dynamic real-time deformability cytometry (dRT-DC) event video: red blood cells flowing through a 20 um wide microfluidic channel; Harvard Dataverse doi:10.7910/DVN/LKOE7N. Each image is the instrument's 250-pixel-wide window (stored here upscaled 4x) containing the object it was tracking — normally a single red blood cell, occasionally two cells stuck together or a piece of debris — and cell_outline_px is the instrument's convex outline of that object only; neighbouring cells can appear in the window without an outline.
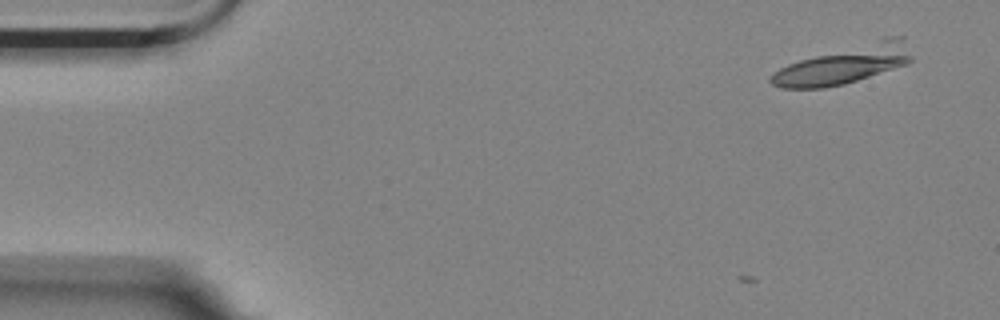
{"species": "Egyptian fruit bat (a non-hibernating species)", "species_latin": "Rousettus aegyptiacus", "temperature_condition": "room temperature", "stored_images_in_passage": 5, "camera_frame_rate_fps": 3000, "um_per_image_px": 0.085, "animal": {"sex": "female"}, "frame": {"image": 1, "passage_image": 1, "time_ms": 0.0, "image_size_px": [1000, 320], "cell_outline_px": [[912, 60], [908, 64], [844, 84], [824, 88], [780, 88], [772, 84], [768, 80], [780, 68], [788, 64], [800, 60], [884, 36], [904, 36], [912, 56]], "centroid_in_image_um": [71.82, 5.47], "position_along_channel_um": 13.2, "area_um2": 31.15}}
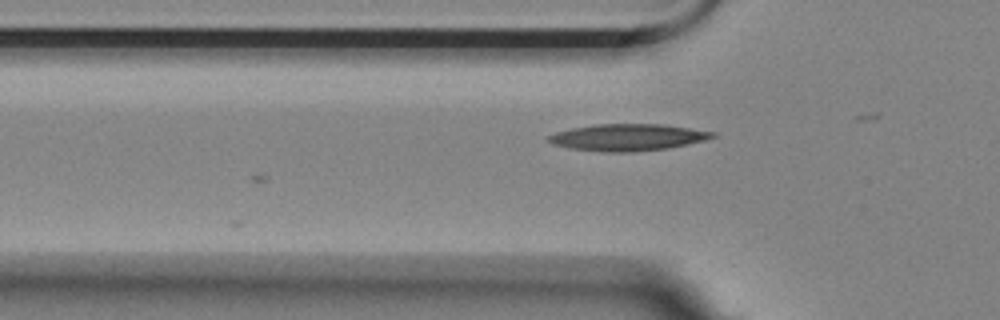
{"frame": {"image": 2, "passage_image": 5, "time_ms": 1.333, "image_size_px": [1000, 320], "cell_outline_px": [[716, 136], [704, 140], [688, 144], [668, 148], [632, 152], [600, 152], [568, 148], [552, 144], [544, 140], [544, 136], [556, 132], [572, 128], [596, 124], [664, 124], [716, 132]], "centroid_in_image_um": [53.29, 11.68], "position_along_channel_um": 72.5, "area_um2": 25.89}}